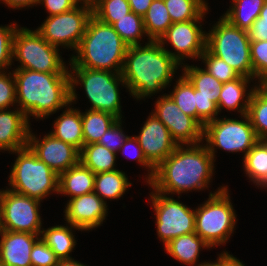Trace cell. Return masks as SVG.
<instances>
[{"instance_id": "74e56055", "label": "cell", "mask_w": 267, "mask_h": 266, "mask_svg": "<svg viewBox=\"0 0 267 266\" xmlns=\"http://www.w3.org/2000/svg\"><path fill=\"white\" fill-rule=\"evenodd\" d=\"M200 59L205 64L204 69L221 83L232 81L240 76L224 60L212 55L207 49H205Z\"/></svg>"}, {"instance_id": "d4e9b609", "label": "cell", "mask_w": 267, "mask_h": 266, "mask_svg": "<svg viewBox=\"0 0 267 266\" xmlns=\"http://www.w3.org/2000/svg\"><path fill=\"white\" fill-rule=\"evenodd\" d=\"M75 229L83 231L71 224H66V226L55 225L46 230L42 229L40 238L51 248L59 260H71L74 258L70 256V253L77 244L72 231Z\"/></svg>"}, {"instance_id": "f1b7e54d", "label": "cell", "mask_w": 267, "mask_h": 266, "mask_svg": "<svg viewBox=\"0 0 267 266\" xmlns=\"http://www.w3.org/2000/svg\"><path fill=\"white\" fill-rule=\"evenodd\" d=\"M266 0H232V6L222 16L233 26L248 30L259 17Z\"/></svg>"}, {"instance_id": "30bf717a", "label": "cell", "mask_w": 267, "mask_h": 266, "mask_svg": "<svg viewBox=\"0 0 267 266\" xmlns=\"http://www.w3.org/2000/svg\"><path fill=\"white\" fill-rule=\"evenodd\" d=\"M241 118L243 120L217 117L203 127V140L214 160L217 148L231 153L242 152L245 156L259 141L248 115Z\"/></svg>"}, {"instance_id": "836d02e7", "label": "cell", "mask_w": 267, "mask_h": 266, "mask_svg": "<svg viewBox=\"0 0 267 266\" xmlns=\"http://www.w3.org/2000/svg\"><path fill=\"white\" fill-rule=\"evenodd\" d=\"M111 26L128 46L141 45L142 37L144 35L147 36L143 17L134 12H130L125 17L118 19Z\"/></svg>"}, {"instance_id": "3957f363", "label": "cell", "mask_w": 267, "mask_h": 266, "mask_svg": "<svg viewBox=\"0 0 267 266\" xmlns=\"http://www.w3.org/2000/svg\"><path fill=\"white\" fill-rule=\"evenodd\" d=\"M17 106L30 122L45 119L70 103L69 73H43L15 69Z\"/></svg>"}, {"instance_id": "7402d4cb", "label": "cell", "mask_w": 267, "mask_h": 266, "mask_svg": "<svg viewBox=\"0 0 267 266\" xmlns=\"http://www.w3.org/2000/svg\"><path fill=\"white\" fill-rule=\"evenodd\" d=\"M69 103L56 120H54L53 131L49 133L55 138L76 147L79 151L84 146L81 110L70 107Z\"/></svg>"}, {"instance_id": "8d00e7d4", "label": "cell", "mask_w": 267, "mask_h": 266, "mask_svg": "<svg viewBox=\"0 0 267 266\" xmlns=\"http://www.w3.org/2000/svg\"><path fill=\"white\" fill-rule=\"evenodd\" d=\"M130 12L128 0H96L92 7V15L110 25Z\"/></svg>"}, {"instance_id": "f5cc1de1", "label": "cell", "mask_w": 267, "mask_h": 266, "mask_svg": "<svg viewBox=\"0 0 267 266\" xmlns=\"http://www.w3.org/2000/svg\"><path fill=\"white\" fill-rule=\"evenodd\" d=\"M56 266H87L74 259L71 260H59Z\"/></svg>"}, {"instance_id": "db71d44e", "label": "cell", "mask_w": 267, "mask_h": 266, "mask_svg": "<svg viewBox=\"0 0 267 266\" xmlns=\"http://www.w3.org/2000/svg\"><path fill=\"white\" fill-rule=\"evenodd\" d=\"M77 2V4H81V5H87L90 7H93L96 0H75Z\"/></svg>"}, {"instance_id": "681fc988", "label": "cell", "mask_w": 267, "mask_h": 266, "mask_svg": "<svg viewBox=\"0 0 267 266\" xmlns=\"http://www.w3.org/2000/svg\"><path fill=\"white\" fill-rule=\"evenodd\" d=\"M153 0H128L131 12L144 16Z\"/></svg>"}, {"instance_id": "f6af8a7d", "label": "cell", "mask_w": 267, "mask_h": 266, "mask_svg": "<svg viewBox=\"0 0 267 266\" xmlns=\"http://www.w3.org/2000/svg\"><path fill=\"white\" fill-rule=\"evenodd\" d=\"M134 147L135 151L133 154V159H135L139 164H141L142 167H145L148 169V176H146V182L147 184L153 179L155 174V168L147 161L146 157L144 156V153L142 151V148L140 147L138 140L135 136H128L126 140L124 141L123 145L119 149V151H122L123 154L127 153V151L131 150ZM130 153V152H129ZM132 157V156H131ZM128 158V157H127Z\"/></svg>"}, {"instance_id": "e0dca14e", "label": "cell", "mask_w": 267, "mask_h": 266, "mask_svg": "<svg viewBox=\"0 0 267 266\" xmlns=\"http://www.w3.org/2000/svg\"><path fill=\"white\" fill-rule=\"evenodd\" d=\"M147 161L156 168L178 146L170 131L154 114H150L139 135L135 136Z\"/></svg>"}, {"instance_id": "9a60e30c", "label": "cell", "mask_w": 267, "mask_h": 266, "mask_svg": "<svg viewBox=\"0 0 267 266\" xmlns=\"http://www.w3.org/2000/svg\"><path fill=\"white\" fill-rule=\"evenodd\" d=\"M154 107L152 114L165 124L177 145L202 143L203 127L193 117L185 114L168 94L158 97Z\"/></svg>"}, {"instance_id": "ba28073f", "label": "cell", "mask_w": 267, "mask_h": 266, "mask_svg": "<svg viewBox=\"0 0 267 266\" xmlns=\"http://www.w3.org/2000/svg\"><path fill=\"white\" fill-rule=\"evenodd\" d=\"M206 49L224 60L240 76L253 78L250 40L246 30L233 26L221 16L209 33L206 32Z\"/></svg>"}, {"instance_id": "60d3db41", "label": "cell", "mask_w": 267, "mask_h": 266, "mask_svg": "<svg viewBox=\"0 0 267 266\" xmlns=\"http://www.w3.org/2000/svg\"><path fill=\"white\" fill-rule=\"evenodd\" d=\"M16 104V83L11 71H0V110L9 109Z\"/></svg>"}, {"instance_id": "f35d334b", "label": "cell", "mask_w": 267, "mask_h": 266, "mask_svg": "<svg viewBox=\"0 0 267 266\" xmlns=\"http://www.w3.org/2000/svg\"><path fill=\"white\" fill-rule=\"evenodd\" d=\"M17 26L16 23L0 26V71H6L13 63V40Z\"/></svg>"}, {"instance_id": "7bdbcfd3", "label": "cell", "mask_w": 267, "mask_h": 266, "mask_svg": "<svg viewBox=\"0 0 267 266\" xmlns=\"http://www.w3.org/2000/svg\"><path fill=\"white\" fill-rule=\"evenodd\" d=\"M30 259L32 266H56L59 262L55 253L41 238L33 245Z\"/></svg>"}, {"instance_id": "816d5d0a", "label": "cell", "mask_w": 267, "mask_h": 266, "mask_svg": "<svg viewBox=\"0 0 267 266\" xmlns=\"http://www.w3.org/2000/svg\"><path fill=\"white\" fill-rule=\"evenodd\" d=\"M257 88L267 96V74L262 76L257 82Z\"/></svg>"}, {"instance_id": "277c9868", "label": "cell", "mask_w": 267, "mask_h": 266, "mask_svg": "<svg viewBox=\"0 0 267 266\" xmlns=\"http://www.w3.org/2000/svg\"><path fill=\"white\" fill-rule=\"evenodd\" d=\"M128 45L114 28L91 16L70 67H83L121 73Z\"/></svg>"}, {"instance_id": "6da1fadb", "label": "cell", "mask_w": 267, "mask_h": 266, "mask_svg": "<svg viewBox=\"0 0 267 266\" xmlns=\"http://www.w3.org/2000/svg\"><path fill=\"white\" fill-rule=\"evenodd\" d=\"M178 145L156 168L148 183L155 191L167 195L208 188L212 180L214 158L206 145Z\"/></svg>"}, {"instance_id": "9c48e42d", "label": "cell", "mask_w": 267, "mask_h": 266, "mask_svg": "<svg viewBox=\"0 0 267 266\" xmlns=\"http://www.w3.org/2000/svg\"><path fill=\"white\" fill-rule=\"evenodd\" d=\"M60 49L49 44L37 30L17 27L13 40V60L19 61L16 69L43 73H69Z\"/></svg>"}, {"instance_id": "4dcf8cb0", "label": "cell", "mask_w": 267, "mask_h": 266, "mask_svg": "<svg viewBox=\"0 0 267 266\" xmlns=\"http://www.w3.org/2000/svg\"><path fill=\"white\" fill-rule=\"evenodd\" d=\"M143 21L147 39L153 41H158L173 24L164 0H153Z\"/></svg>"}, {"instance_id": "4316f807", "label": "cell", "mask_w": 267, "mask_h": 266, "mask_svg": "<svg viewBox=\"0 0 267 266\" xmlns=\"http://www.w3.org/2000/svg\"><path fill=\"white\" fill-rule=\"evenodd\" d=\"M245 174L257 187L267 188V144L259 140L245 156H243Z\"/></svg>"}, {"instance_id": "7dc6e473", "label": "cell", "mask_w": 267, "mask_h": 266, "mask_svg": "<svg viewBox=\"0 0 267 266\" xmlns=\"http://www.w3.org/2000/svg\"><path fill=\"white\" fill-rule=\"evenodd\" d=\"M38 4L44 5L49 16L69 11L78 5L75 0H38Z\"/></svg>"}, {"instance_id": "7a4b0ae2", "label": "cell", "mask_w": 267, "mask_h": 266, "mask_svg": "<svg viewBox=\"0 0 267 266\" xmlns=\"http://www.w3.org/2000/svg\"><path fill=\"white\" fill-rule=\"evenodd\" d=\"M179 66L158 41L149 40L145 46H128L121 74L129 94L141 100L171 85Z\"/></svg>"}, {"instance_id": "7c38bea8", "label": "cell", "mask_w": 267, "mask_h": 266, "mask_svg": "<svg viewBox=\"0 0 267 266\" xmlns=\"http://www.w3.org/2000/svg\"><path fill=\"white\" fill-rule=\"evenodd\" d=\"M91 16L92 7L78 4L69 11L48 16L36 30L49 44L76 50Z\"/></svg>"}, {"instance_id": "8fae6325", "label": "cell", "mask_w": 267, "mask_h": 266, "mask_svg": "<svg viewBox=\"0 0 267 266\" xmlns=\"http://www.w3.org/2000/svg\"><path fill=\"white\" fill-rule=\"evenodd\" d=\"M150 201L155 211L157 235L163 245L181 235L195 232V209L152 188Z\"/></svg>"}, {"instance_id": "f546056e", "label": "cell", "mask_w": 267, "mask_h": 266, "mask_svg": "<svg viewBox=\"0 0 267 266\" xmlns=\"http://www.w3.org/2000/svg\"><path fill=\"white\" fill-rule=\"evenodd\" d=\"M84 145L98 143L102 135L118 118L108 112L87 110L81 112Z\"/></svg>"}, {"instance_id": "f907efd6", "label": "cell", "mask_w": 267, "mask_h": 266, "mask_svg": "<svg viewBox=\"0 0 267 266\" xmlns=\"http://www.w3.org/2000/svg\"><path fill=\"white\" fill-rule=\"evenodd\" d=\"M5 5L8 6V8L13 9H21L25 7H32L34 5H38V0H0Z\"/></svg>"}, {"instance_id": "83f0119b", "label": "cell", "mask_w": 267, "mask_h": 266, "mask_svg": "<svg viewBox=\"0 0 267 266\" xmlns=\"http://www.w3.org/2000/svg\"><path fill=\"white\" fill-rule=\"evenodd\" d=\"M117 153L99 143L84 145L80 151V162L94 174L117 170Z\"/></svg>"}, {"instance_id": "ee69618b", "label": "cell", "mask_w": 267, "mask_h": 266, "mask_svg": "<svg viewBox=\"0 0 267 266\" xmlns=\"http://www.w3.org/2000/svg\"><path fill=\"white\" fill-rule=\"evenodd\" d=\"M122 120L118 119L108 130L102 135L99 144L105 146L107 149L118 153L124 141L128 137L122 129Z\"/></svg>"}, {"instance_id": "52a82bcc", "label": "cell", "mask_w": 267, "mask_h": 266, "mask_svg": "<svg viewBox=\"0 0 267 266\" xmlns=\"http://www.w3.org/2000/svg\"><path fill=\"white\" fill-rule=\"evenodd\" d=\"M17 158L9 176V189L42 202L52 192L58 194L59 175L42 162L27 145L12 151Z\"/></svg>"}, {"instance_id": "cb8c5ba5", "label": "cell", "mask_w": 267, "mask_h": 266, "mask_svg": "<svg viewBox=\"0 0 267 266\" xmlns=\"http://www.w3.org/2000/svg\"><path fill=\"white\" fill-rule=\"evenodd\" d=\"M164 247L168 255L187 266H203L208 263L205 261L196 265L200 250L212 248L195 232L174 238Z\"/></svg>"}, {"instance_id": "4fadbf2b", "label": "cell", "mask_w": 267, "mask_h": 266, "mask_svg": "<svg viewBox=\"0 0 267 266\" xmlns=\"http://www.w3.org/2000/svg\"><path fill=\"white\" fill-rule=\"evenodd\" d=\"M40 200L16 193L8 188L0 190L1 230L40 234L42 218Z\"/></svg>"}, {"instance_id": "603a6c76", "label": "cell", "mask_w": 267, "mask_h": 266, "mask_svg": "<svg viewBox=\"0 0 267 266\" xmlns=\"http://www.w3.org/2000/svg\"><path fill=\"white\" fill-rule=\"evenodd\" d=\"M95 174L81 162L59 175L58 195L73 198L94 191Z\"/></svg>"}, {"instance_id": "c3c4849f", "label": "cell", "mask_w": 267, "mask_h": 266, "mask_svg": "<svg viewBox=\"0 0 267 266\" xmlns=\"http://www.w3.org/2000/svg\"><path fill=\"white\" fill-rule=\"evenodd\" d=\"M214 263L217 266H245L243 262L229 254L227 251H223L221 254H219Z\"/></svg>"}, {"instance_id": "5b68a950", "label": "cell", "mask_w": 267, "mask_h": 266, "mask_svg": "<svg viewBox=\"0 0 267 266\" xmlns=\"http://www.w3.org/2000/svg\"><path fill=\"white\" fill-rule=\"evenodd\" d=\"M70 103L77 100L76 88L83 86L86 97L91 102L89 110L108 112L122 118L119 86L126 87L121 73L94 70L83 67H70Z\"/></svg>"}, {"instance_id": "5bb4252c", "label": "cell", "mask_w": 267, "mask_h": 266, "mask_svg": "<svg viewBox=\"0 0 267 266\" xmlns=\"http://www.w3.org/2000/svg\"><path fill=\"white\" fill-rule=\"evenodd\" d=\"M204 19H193L173 23L159 38L158 42L181 66L186 58L199 59L206 49V32L201 25ZM200 24V25H199ZM171 44L175 52L165 48Z\"/></svg>"}, {"instance_id": "ac0fdd59", "label": "cell", "mask_w": 267, "mask_h": 266, "mask_svg": "<svg viewBox=\"0 0 267 266\" xmlns=\"http://www.w3.org/2000/svg\"><path fill=\"white\" fill-rule=\"evenodd\" d=\"M108 205L94 191L68 200L65 221L83 231L100 227L108 215Z\"/></svg>"}, {"instance_id": "9f6ffc18", "label": "cell", "mask_w": 267, "mask_h": 266, "mask_svg": "<svg viewBox=\"0 0 267 266\" xmlns=\"http://www.w3.org/2000/svg\"><path fill=\"white\" fill-rule=\"evenodd\" d=\"M0 266H5V265L1 262V260H0Z\"/></svg>"}, {"instance_id": "2e32d148", "label": "cell", "mask_w": 267, "mask_h": 266, "mask_svg": "<svg viewBox=\"0 0 267 266\" xmlns=\"http://www.w3.org/2000/svg\"><path fill=\"white\" fill-rule=\"evenodd\" d=\"M28 133V146L36 156L48 165L56 174L67 171L80 162V151L48 133L38 139L34 133Z\"/></svg>"}, {"instance_id": "8992f818", "label": "cell", "mask_w": 267, "mask_h": 266, "mask_svg": "<svg viewBox=\"0 0 267 266\" xmlns=\"http://www.w3.org/2000/svg\"><path fill=\"white\" fill-rule=\"evenodd\" d=\"M228 187L222 186L195 209V233L211 247L225 245L236 224Z\"/></svg>"}, {"instance_id": "ab89813d", "label": "cell", "mask_w": 267, "mask_h": 266, "mask_svg": "<svg viewBox=\"0 0 267 266\" xmlns=\"http://www.w3.org/2000/svg\"><path fill=\"white\" fill-rule=\"evenodd\" d=\"M250 54L253 65V79L257 81L267 74V41L250 42Z\"/></svg>"}, {"instance_id": "ffe728a7", "label": "cell", "mask_w": 267, "mask_h": 266, "mask_svg": "<svg viewBox=\"0 0 267 266\" xmlns=\"http://www.w3.org/2000/svg\"><path fill=\"white\" fill-rule=\"evenodd\" d=\"M29 124L26 115L18 107L0 110V150L10 153L27 146Z\"/></svg>"}, {"instance_id": "d6986e66", "label": "cell", "mask_w": 267, "mask_h": 266, "mask_svg": "<svg viewBox=\"0 0 267 266\" xmlns=\"http://www.w3.org/2000/svg\"><path fill=\"white\" fill-rule=\"evenodd\" d=\"M0 260L5 266H32L30 253L40 234L0 231Z\"/></svg>"}, {"instance_id": "44dd1931", "label": "cell", "mask_w": 267, "mask_h": 266, "mask_svg": "<svg viewBox=\"0 0 267 266\" xmlns=\"http://www.w3.org/2000/svg\"><path fill=\"white\" fill-rule=\"evenodd\" d=\"M253 80V78L239 76L237 79L222 83L217 104L219 112L226 108L229 111L237 110L240 116L246 115L251 95L257 87L254 85L250 90H247L249 83Z\"/></svg>"}, {"instance_id": "bcb514c9", "label": "cell", "mask_w": 267, "mask_h": 266, "mask_svg": "<svg viewBox=\"0 0 267 266\" xmlns=\"http://www.w3.org/2000/svg\"><path fill=\"white\" fill-rule=\"evenodd\" d=\"M247 33L250 42L267 41V0L260 11L259 17L253 22Z\"/></svg>"}, {"instance_id": "1f68e13d", "label": "cell", "mask_w": 267, "mask_h": 266, "mask_svg": "<svg viewBox=\"0 0 267 266\" xmlns=\"http://www.w3.org/2000/svg\"><path fill=\"white\" fill-rule=\"evenodd\" d=\"M183 65L180 66L183 67V75L198 90L200 97L215 98L218 101L222 83L203 68L188 64Z\"/></svg>"}, {"instance_id": "d590c367", "label": "cell", "mask_w": 267, "mask_h": 266, "mask_svg": "<svg viewBox=\"0 0 267 266\" xmlns=\"http://www.w3.org/2000/svg\"><path fill=\"white\" fill-rule=\"evenodd\" d=\"M174 89L168 94L177 106L187 115H190L197 121L196 95L194 86L182 74L177 81Z\"/></svg>"}, {"instance_id": "d6a6232c", "label": "cell", "mask_w": 267, "mask_h": 266, "mask_svg": "<svg viewBox=\"0 0 267 266\" xmlns=\"http://www.w3.org/2000/svg\"><path fill=\"white\" fill-rule=\"evenodd\" d=\"M172 23L204 19L208 11L205 0H164Z\"/></svg>"}, {"instance_id": "484cf974", "label": "cell", "mask_w": 267, "mask_h": 266, "mask_svg": "<svg viewBox=\"0 0 267 266\" xmlns=\"http://www.w3.org/2000/svg\"><path fill=\"white\" fill-rule=\"evenodd\" d=\"M131 185L125 172L118 169L95 174L94 178V192L104 202L106 199H120Z\"/></svg>"}, {"instance_id": "e575fe53", "label": "cell", "mask_w": 267, "mask_h": 266, "mask_svg": "<svg viewBox=\"0 0 267 266\" xmlns=\"http://www.w3.org/2000/svg\"><path fill=\"white\" fill-rule=\"evenodd\" d=\"M259 140H267V96L257 87L253 91L247 112Z\"/></svg>"}, {"instance_id": "11a10c76", "label": "cell", "mask_w": 267, "mask_h": 266, "mask_svg": "<svg viewBox=\"0 0 267 266\" xmlns=\"http://www.w3.org/2000/svg\"><path fill=\"white\" fill-rule=\"evenodd\" d=\"M203 266H217V265L213 261L212 262L208 261V263L204 264Z\"/></svg>"}, {"instance_id": "b9f144b4", "label": "cell", "mask_w": 267, "mask_h": 266, "mask_svg": "<svg viewBox=\"0 0 267 266\" xmlns=\"http://www.w3.org/2000/svg\"><path fill=\"white\" fill-rule=\"evenodd\" d=\"M196 95L197 122L204 127L209 121L215 120L220 114L218 110V101L215 98L200 97L198 90L194 88Z\"/></svg>"}]
</instances>
